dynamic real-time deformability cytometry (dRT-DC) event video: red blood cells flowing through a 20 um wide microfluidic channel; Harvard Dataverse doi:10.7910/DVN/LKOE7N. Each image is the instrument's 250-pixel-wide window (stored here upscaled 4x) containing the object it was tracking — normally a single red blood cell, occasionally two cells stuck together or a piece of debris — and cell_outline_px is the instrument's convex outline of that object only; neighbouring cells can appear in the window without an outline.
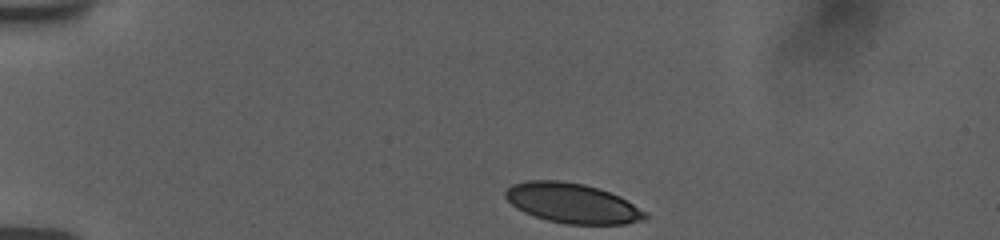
{"species": "human", "species_latin": "Homo sapiens", "temperature_condition": "room temperature", "stored_images_in_passage": 44, "camera_frame_rate_fps": 3000, "um_per_image_px": 0.085, "donor": {"sex": "female"}, "frame": {"image": 1, "passage_image": 1, "time_ms": 0.0, "image_size_px": [1000, 240], "cell_outline_px": [[648, 216], [644, 220], [624, 224], [564, 224], [548, 220], [524, 212], [516, 208], [504, 196], [504, 192], [512, 184], [528, 180], [560, 180], [584, 184], [620, 196], [648, 212]], "centroid_in_image_um": [48.66, 17.27], "position_along_channel_um": 36.3, "area_um2": 32.48}}
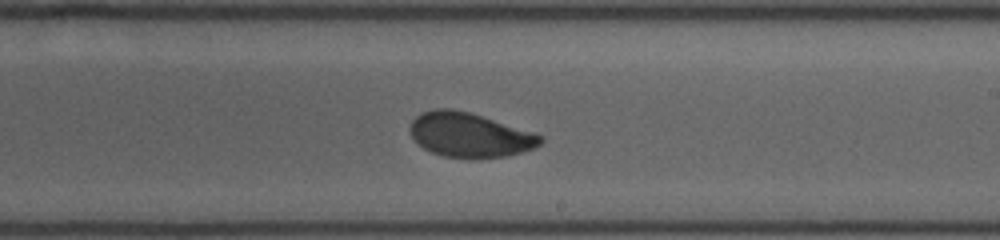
{"frame": {"image": 2, "passage_image": 23, "time_ms": 7.333, "image_size_px": [1000, 240], "cell_outline_px": [[544, 140], [540, 144], [532, 148], [508, 156], [476, 160], [472, 160], [440, 156], [424, 148], [412, 136], [408, 128], [412, 120], [420, 112], [436, 108], [452, 108], [468, 112], [532, 132], [544, 136]], "centroid_in_image_um": [39.89, 11.49], "position_along_channel_um": 249.1, "area_um2": 34.04}}
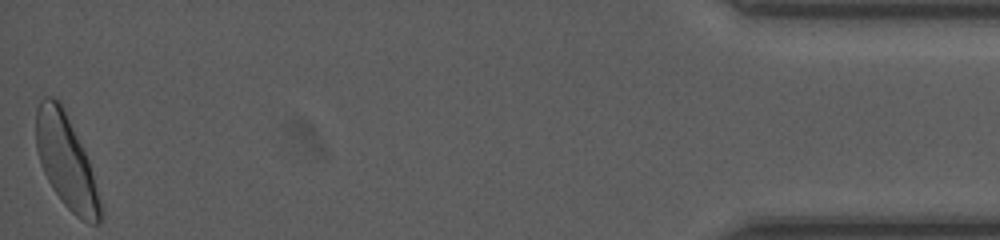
{"frame": {"image": 3, "passage_image": 44, "time_ms": 14.333, "image_size_px": [1000, 240], "cell_outline_px": [[100, 224], [88, 224], [76, 216], [60, 200], [52, 188], [40, 164], [36, 148], [36, 108], [40, 100], [44, 96], [52, 96], [60, 100], [64, 108], [88, 160], [92, 172], [100, 200]], "centroid_in_image_um": [5.59, 13.7], "position_along_channel_um": 429.6, "area_um2": 34.68}, "authors_computed_cell_mechanics": {"area_um2": 33.9286, "velocity_mm_per_s": 3.7349, "shape_relaxation_time_tau1_ms": 4.2028, "shape_relaxation_time_tau2_ms": 0.944, "deformation_change_tau1": 0.1256, "deformation_change_tau2": 0.054}}